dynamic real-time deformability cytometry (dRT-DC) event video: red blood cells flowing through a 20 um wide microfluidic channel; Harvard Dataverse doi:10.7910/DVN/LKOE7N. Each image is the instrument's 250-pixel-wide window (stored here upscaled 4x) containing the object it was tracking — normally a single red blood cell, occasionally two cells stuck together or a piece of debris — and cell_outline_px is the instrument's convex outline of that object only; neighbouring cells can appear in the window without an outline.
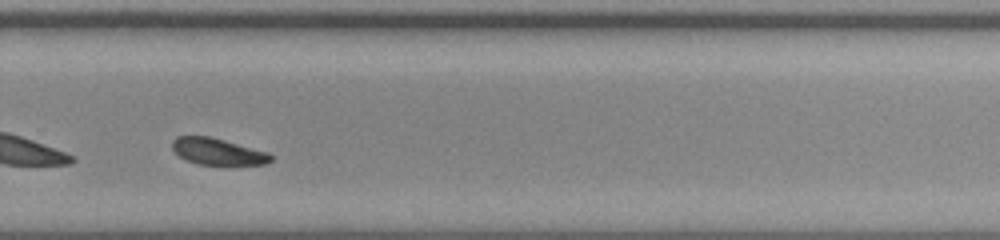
{"species": "common noctule bat (a hibernating species)", "species_latin": "Nyctalus noctula", "temperature_condition": "room temperature", "stored_images_in_passage": 34, "segment_of_instrument_passage": [2, 2], "camera_frame_rate_fps": 3000, "um_per_image_px": 0.085, "animal": {"sex": "male", "body_mass_g": 20.0, "forearm_length_mm": 53.3}, "frame": {"image": 1, "passage_image": 25, "time_ms": 8.0, "image_size_px": [1000, 240], "cell_outline_px": [[272, 160], [268, 164], [196, 164], [184, 160], [172, 148], [172, 140], [176, 136], [208, 136], [224, 140], [268, 152], [272, 156]], "centroid_in_image_um": [18.48, 12.88], "position_along_channel_um": 311.3, "area_um2": 15.14}}